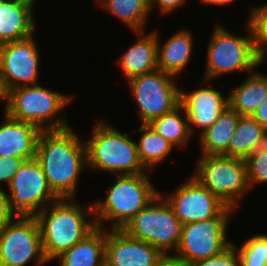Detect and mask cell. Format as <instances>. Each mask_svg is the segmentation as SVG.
Here are the masks:
<instances>
[{
	"mask_svg": "<svg viewBox=\"0 0 267 266\" xmlns=\"http://www.w3.org/2000/svg\"><path fill=\"white\" fill-rule=\"evenodd\" d=\"M34 34L26 39L0 45V78L7 91L36 85L39 79V52Z\"/></svg>",
	"mask_w": 267,
	"mask_h": 266,
	"instance_id": "4fadbf2b",
	"label": "cell"
},
{
	"mask_svg": "<svg viewBox=\"0 0 267 266\" xmlns=\"http://www.w3.org/2000/svg\"><path fill=\"white\" fill-rule=\"evenodd\" d=\"M20 1L35 2V0H20Z\"/></svg>",
	"mask_w": 267,
	"mask_h": 266,
	"instance_id": "ab89813d",
	"label": "cell"
},
{
	"mask_svg": "<svg viewBox=\"0 0 267 266\" xmlns=\"http://www.w3.org/2000/svg\"><path fill=\"white\" fill-rule=\"evenodd\" d=\"M115 176L105 199L92 203L96 225L101 228L106 226L102 223L111 221L110 229H122L160 193L147 173Z\"/></svg>",
	"mask_w": 267,
	"mask_h": 266,
	"instance_id": "5b68a950",
	"label": "cell"
},
{
	"mask_svg": "<svg viewBox=\"0 0 267 266\" xmlns=\"http://www.w3.org/2000/svg\"><path fill=\"white\" fill-rule=\"evenodd\" d=\"M86 143L87 169L104 170L114 175L145 174L148 170L140 162L137 142L128 134L114 128L108 121L96 122Z\"/></svg>",
	"mask_w": 267,
	"mask_h": 266,
	"instance_id": "277c9868",
	"label": "cell"
},
{
	"mask_svg": "<svg viewBox=\"0 0 267 266\" xmlns=\"http://www.w3.org/2000/svg\"><path fill=\"white\" fill-rule=\"evenodd\" d=\"M235 212L227 206L215 218L182 225L180 242L174 254L186 264L220 254L233 243L226 237L230 217Z\"/></svg>",
	"mask_w": 267,
	"mask_h": 266,
	"instance_id": "9c48e42d",
	"label": "cell"
},
{
	"mask_svg": "<svg viewBox=\"0 0 267 266\" xmlns=\"http://www.w3.org/2000/svg\"><path fill=\"white\" fill-rule=\"evenodd\" d=\"M75 201L76 198L57 199L49 204L51 209L46 206L35 216L40 227L43 251L49 262L97 227L93 204L83 206ZM88 216H92L91 219Z\"/></svg>",
	"mask_w": 267,
	"mask_h": 266,
	"instance_id": "7a4b0ae2",
	"label": "cell"
},
{
	"mask_svg": "<svg viewBox=\"0 0 267 266\" xmlns=\"http://www.w3.org/2000/svg\"><path fill=\"white\" fill-rule=\"evenodd\" d=\"M267 98V74L253 71L228 95L229 106L240 116H252Z\"/></svg>",
	"mask_w": 267,
	"mask_h": 266,
	"instance_id": "603a6c76",
	"label": "cell"
},
{
	"mask_svg": "<svg viewBox=\"0 0 267 266\" xmlns=\"http://www.w3.org/2000/svg\"><path fill=\"white\" fill-rule=\"evenodd\" d=\"M196 172V173H195ZM192 176L224 204L236 210L250 189L245 159L224 155H201Z\"/></svg>",
	"mask_w": 267,
	"mask_h": 266,
	"instance_id": "ba28073f",
	"label": "cell"
},
{
	"mask_svg": "<svg viewBox=\"0 0 267 266\" xmlns=\"http://www.w3.org/2000/svg\"><path fill=\"white\" fill-rule=\"evenodd\" d=\"M138 37L118 58V66L128 81L132 77L150 73L158 69V32L133 31Z\"/></svg>",
	"mask_w": 267,
	"mask_h": 266,
	"instance_id": "ac0fdd59",
	"label": "cell"
},
{
	"mask_svg": "<svg viewBox=\"0 0 267 266\" xmlns=\"http://www.w3.org/2000/svg\"><path fill=\"white\" fill-rule=\"evenodd\" d=\"M7 191L11 209L17 216H36L58 199L49 188L36 158L24 160L7 186Z\"/></svg>",
	"mask_w": 267,
	"mask_h": 266,
	"instance_id": "7c38bea8",
	"label": "cell"
},
{
	"mask_svg": "<svg viewBox=\"0 0 267 266\" xmlns=\"http://www.w3.org/2000/svg\"><path fill=\"white\" fill-rule=\"evenodd\" d=\"M149 125L174 147H186L192 137L186 112L181 105L170 113L155 118Z\"/></svg>",
	"mask_w": 267,
	"mask_h": 266,
	"instance_id": "d4e9b609",
	"label": "cell"
},
{
	"mask_svg": "<svg viewBox=\"0 0 267 266\" xmlns=\"http://www.w3.org/2000/svg\"><path fill=\"white\" fill-rule=\"evenodd\" d=\"M139 133L142 132L137 151L140 162L149 171L157 164L163 162L174 146L157 133L149 124H141Z\"/></svg>",
	"mask_w": 267,
	"mask_h": 266,
	"instance_id": "484cf974",
	"label": "cell"
},
{
	"mask_svg": "<svg viewBox=\"0 0 267 266\" xmlns=\"http://www.w3.org/2000/svg\"><path fill=\"white\" fill-rule=\"evenodd\" d=\"M17 215L12 211L7 190L0 186V230L9 224Z\"/></svg>",
	"mask_w": 267,
	"mask_h": 266,
	"instance_id": "d6a6232c",
	"label": "cell"
},
{
	"mask_svg": "<svg viewBox=\"0 0 267 266\" xmlns=\"http://www.w3.org/2000/svg\"><path fill=\"white\" fill-rule=\"evenodd\" d=\"M158 36V69L175 77L182 74L188 65L192 52L194 40L189 30L182 29L174 33L160 45Z\"/></svg>",
	"mask_w": 267,
	"mask_h": 266,
	"instance_id": "ffe728a7",
	"label": "cell"
},
{
	"mask_svg": "<svg viewBox=\"0 0 267 266\" xmlns=\"http://www.w3.org/2000/svg\"><path fill=\"white\" fill-rule=\"evenodd\" d=\"M0 126V157H36L37 141L42 132L33 124L11 118L4 113Z\"/></svg>",
	"mask_w": 267,
	"mask_h": 266,
	"instance_id": "e0dca14e",
	"label": "cell"
},
{
	"mask_svg": "<svg viewBox=\"0 0 267 266\" xmlns=\"http://www.w3.org/2000/svg\"><path fill=\"white\" fill-rule=\"evenodd\" d=\"M161 255L156 247L122 229H106L105 266H154Z\"/></svg>",
	"mask_w": 267,
	"mask_h": 266,
	"instance_id": "9a60e30c",
	"label": "cell"
},
{
	"mask_svg": "<svg viewBox=\"0 0 267 266\" xmlns=\"http://www.w3.org/2000/svg\"><path fill=\"white\" fill-rule=\"evenodd\" d=\"M234 0H201L204 4L206 3L207 5H226L229 4L230 2H233Z\"/></svg>",
	"mask_w": 267,
	"mask_h": 266,
	"instance_id": "8d00e7d4",
	"label": "cell"
},
{
	"mask_svg": "<svg viewBox=\"0 0 267 266\" xmlns=\"http://www.w3.org/2000/svg\"><path fill=\"white\" fill-rule=\"evenodd\" d=\"M154 266H187L185 261L173 253L162 254Z\"/></svg>",
	"mask_w": 267,
	"mask_h": 266,
	"instance_id": "e575fe53",
	"label": "cell"
},
{
	"mask_svg": "<svg viewBox=\"0 0 267 266\" xmlns=\"http://www.w3.org/2000/svg\"><path fill=\"white\" fill-rule=\"evenodd\" d=\"M23 162L21 157H0V183L8 186Z\"/></svg>",
	"mask_w": 267,
	"mask_h": 266,
	"instance_id": "1f68e13d",
	"label": "cell"
},
{
	"mask_svg": "<svg viewBox=\"0 0 267 266\" xmlns=\"http://www.w3.org/2000/svg\"><path fill=\"white\" fill-rule=\"evenodd\" d=\"M187 0H150V12L154 5H158L160 13H171L183 6Z\"/></svg>",
	"mask_w": 267,
	"mask_h": 266,
	"instance_id": "836d02e7",
	"label": "cell"
},
{
	"mask_svg": "<svg viewBox=\"0 0 267 266\" xmlns=\"http://www.w3.org/2000/svg\"><path fill=\"white\" fill-rule=\"evenodd\" d=\"M106 228L96 227L84 239L55 258L60 266H105Z\"/></svg>",
	"mask_w": 267,
	"mask_h": 266,
	"instance_id": "44dd1931",
	"label": "cell"
},
{
	"mask_svg": "<svg viewBox=\"0 0 267 266\" xmlns=\"http://www.w3.org/2000/svg\"><path fill=\"white\" fill-rule=\"evenodd\" d=\"M187 266H239L238 250L232 243L220 254L191 262Z\"/></svg>",
	"mask_w": 267,
	"mask_h": 266,
	"instance_id": "4dcf8cb0",
	"label": "cell"
},
{
	"mask_svg": "<svg viewBox=\"0 0 267 266\" xmlns=\"http://www.w3.org/2000/svg\"><path fill=\"white\" fill-rule=\"evenodd\" d=\"M267 142V131L251 116H241L228 145V157L246 159Z\"/></svg>",
	"mask_w": 267,
	"mask_h": 266,
	"instance_id": "cb8c5ba5",
	"label": "cell"
},
{
	"mask_svg": "<svg viewBox=\"0 0 267 266\" xmlns=\"http://www.w3.org/2000/svg\"><path fill=\"white\" fill-rule=\"evenodd\" d=\"M181 229L179 218L161 193L122 228L129 237L151 244L162 254L171 250L175 253L180 242Z\"/></svg>",
	"mask_w": 267,
	"mask_h": 266,
	"instance_id": "52a82bcc",
	"label": "cell"
},
{
	"mask_svg": "<svg viewBox=\"0 0 267 266\" xmlns=\"http://www.w3.org/2000/svg\"><path fill=\"white\" fill-rule=\"evenodd\" d=\"M36 257L34 266L46 259L41 232L35 216H16L0 230V266H25Z\"/></svg>",
	"mask_w": 267,
	"mask_h": 266,
	"instance_id": "8fae6325",
	"label": "cell"
},
{
	"mask_svg": "<svg viewBox=\"0 0 267 266\" xmlns=\"http://www.w3.org/2000/svg\"><path fill=\"white\" fill-rule=\"evenodd\" d=\"M6 97H7V92H6V90H5L4 86H3L2 80L0 78V100L4 101L5 108H6Z\"/></svg>",
	"mask_w": 267,
	"mask_h": 266,
	"instance_id": "74e56055",
	"label": "cell"
},
{
	"mask_svg": "<svg viewBox=\"0 0 267 266\" xmlns=\"http://www.w3.org/2000/svg\"><path fill=\"white\" fill-rule=\"evenodd\" d=\"M132 31H144L150 12V0H106L101 5Z\"/></svg>",
	"mask_w": 267,
	"mask_h": 266,
	"instance_id": "4316f807",
	"label": "cell"
},
{
	"mask_svg": "<svg viewBox=\"0 0 267 266\" xmlns=\"http://www.w3.org/2000/svg\"><path fill=\"white\" fill-rule=\"evenodd\" d=\"M207 82L203 79L201 82L203 86L191 93L184 92L183 86L180 89V105L186 112L191 135L195 134L194 128L196 127L201 129L198 135L202 134L229 106L228 97L223 96L220 90L211 87L204 88Z\"/></svg>",
	"mask_w": 267,
	"mask_h": 266,
	"instance_id": "2e32d148",
	"label": "cell"
},
{
	"mask_svg": "<svg viewBox=\"0 0 267 266\" xmlns=\"http://www.w3.org/2000/svg\"><path fill=\"white\" fill-rule=\"evenodd\" d=\"M251 117L267 131V98L258 106Z\"/></svg>",
	"mask_w": 267,
	"mask_h": 266,
	"instance_id": "d590c367",
	"label": "cell"
},
{
	"mask_svg": "<svg viewBox=\"0 0 267 266\" xmlns=\"http://www.w3.org/2000/svg\"><path fill=\"white\" fill-rule=\"evenodd\" d=\"M81 138L71 127L42 131L39 135L35 158L58 199L77 196L80 173L87 168V148Z\"/></svg>",
	"mask_w": 267,
	"mask_h": 266,
	"instance_id": "6da1fadb",
	"label": "cell"
},
{
	"mask_svg": "<svg viewBox=\"0 0 267 266\" xmlns=\"http://www.w3.org/2000/svg\"><path fill=\"white\" fill-rule=\"evenodd\" d=\"M216 26V27H215ZM207 48V62L204 80L209 83L212 79L223 74L251 71L257 69L264 61L258 56L252 27L249 21L246 36H236L228 28L216 23Z\"/></svg>",
	"mask_w": 267,
	"mask_h": 266,
	"instance_id": "8992f818",
	"label": "cell"
},
{
	"mask_svg": "<svg viewBox=\"0 0 267 266\" xmlns=\"http://www.w3.org/2000/svg\"><path fill=\"white\" fill-rule=\"evenodd\" d=\"M106 0H95V3H99L100 6L105 2Z\"/></svg>",
	"mask_w": 267,
	"mask_h": 266,
	"instance_id": "f35d334b",
	"label": "cell"
},
{
	"mask_svg": "<svg viewBox=\"0 0 267 266\" xmlns=\"http://www.w3.org/2000/svg\"><path fill=\"white\" fill-rule=\"evenodd\" d=\"M245 162L250 189L254 184L267 183V142L250 154Z\"/></svg>",
	"mask_w": 267,
	"mask_h": 266,
	"instance_id": "f546056e",
	"label": "cell"
},
{
	"mask_svg": "<svg viewBox=\"0 0 267 266\" xmlns=\"http://www.w3.org/2000/svg\"><path fill=\"white\" fill-rule=\"evenodd\" d=\"M247 19L253 30L258 56L265 61L267 56V3L263 6H254Z\"/></svg>",
	"mask_w": 267,
	"mask_h": 266,
	"instance_id": "f1b7e54d",
	"label": "cell"
},
{
	"mask_svg": "<svg viewBox=\"0 0 267 266\" xmlns=\"http://www.w3.org/2000/svg\"><path fill=\"white\" fill-rule=\"evenodd\" d=\"M165 195L163 196L173 208L182 225L215 218L227 207L192 175L173 193Z\"/></svg>",
	"mask_w": 267,
	"mask_h": 266,
	"instance_id": "5bb4252c",
	"label": "cell"
},
{
	"mask_svg": "<svg viewBox=\"0 0 267 266\" xmlns=\"http://www.w3.org/2000/svg\"><path fill=\"white\" fill-rule=\"evenodd\" d=\"M241 116L227 106L214 124L199 135L202 155L228 157V145Z\"/></svg>",
	"mask_w": 267,
	"mask_h": 266,
	"instance_id": "7402d4cb",
	"label": "cell"
},
{
	"mask_svg": "<svg viewBox=\"0 0 267 266\" xmlns=\"http://www.w3.org/2000/svg\"><path fill=\"white\" fill-rule=\"evenodd\" d=\"M72 100L71 95L49 90L39 84L22 86L7 91L4 113L33 124L41 131L64 130L71 126L62 113Z\"/></svg>",
	"mask_w": 267,
	"mask_h": 266,
	"instance_id": "3957f363",
	"label": "cell"
},
{
	"mask_svg": "<svg viewBox=\"0 0 267 266\" xmlns=\"http://www.w3.org/2000/svg\"><path fill=\"white\" fill-rule=\"evenodd\" d=\"M238 250L239 266H267V235H254Z\"/></svg>",
	"mask_w": 267,
	"mask_h": 266,
	"instance_id": "83f0119b",
	"label": "cell"
},
{
	"mask_svg": "<svg viewBox=\"0 0 267 266\" xmlns=\"http://www.w3.org/2000/svg\"><path fill=\"white\" fill-rule=\"evenodd\" d=\"M175 79V76L157 69L127 81L139 107L141 124H149L180 105V88Z\"/></svg>",
	"mask_w": 267,
	"mask_h": 266,
	"instance_id": "30bf717a",
	"label": "cell"
},
{
	"mask_svg": "<svg viewBox=\"0 0 267 266\" xmlns=\"http://www.w3.org/2000/svg\"><path fill=\"white\" fill-rule=\"evenodd\" d=\"M34 4L20 0H0V45L26 39L36 32Z\"/></svg>",
	"mask_w": 267,
	"mask_h": 266,
	"instance_id": "d6986e66",
	"label": "cell"
}]
</instances>
